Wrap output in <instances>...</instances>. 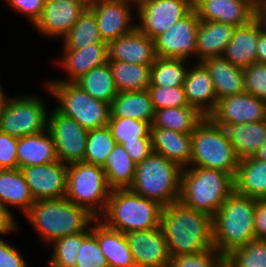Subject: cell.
I'll list each match as a JSON object with an SVG mask.
<instances>
[{
    "label": "cell",
    "mask_w": 266,
    "mask_h": 267,
    "mask_svg": "<svg viewBox=\"0 0 266 267\" xmlns=\"http://www.w3.org/2000/svg\"><path fill=\"white\" fill-rule=\"evenodd\" d=\"M160 227L171 257L196 254L214 247L212 216L180 201L162 208Z\"/></svg>",
    "instance_id": "1"
},
{
    "label": "cell",
    "mask_w": 266,
    "mask_h": 267,
    "mask_svg": "<svg viewBox=\"0 0 266 267\" xmlns=\"http://www.w3.org/2000/svg\"><path fill=\"white\" fill-rule=\"evenodd\" d=\"M23 217L44 248L59 238L85 231L96 219L65 197L35 200Z\"/></svg>",
    "instance_id": "2"
},
{
    "label": "cell",
    "mask_w": 266,
    "mask_h": 267,
    "mask_svg": "<svg viewBox=\"0 0 266 267\" xmlns=\"http://www.w3.org/2000/svg\"><path fill=\"white\" fill-rule=\"evenodd\" d=\"M256 199L233 191L212 217L214 247L225 257L256 239Z\"/></svg>",
    "instance_id": "3"
},
{
    "label": "cell",
    "mask_w": 266,
    "mask_h": 267,
    "mask_svg": "<svg viewBox=\"0 0 266 267\" xmlns=\"http://www.w3.org/2000/svg\"><path fill=\"white\" fill-rule=\"evenodd\" d=\"M234 191V177L202 167H186L181 173L179 201L212 217Z\"/></svg>",
    "instance_id": "4"
},
{
    "label": "cell",
    "mask_w": 266,
    "mask_h": 267,
    "mask_svg": "<svg viewBox=\"0 0 266 267\" xmlns=\"http://www.w3.org/2000/svg\"><path fill=\"white\" fill-rule=\"evenodd\" d=\"M163 206L129 188L111 190L104 213L98 218L107 227L127 233L160 226Z\"/></svg>",
    "instance_id": "5"
},
{
    "label": "cell",
    "mask_w": 266,
    "mask_h": 267,
    "mask_svg": "<svg viewBox=\"0 0 266 267\" xmlns=\"http://www.w3.org/2000/svg\"><path fill=\"white\" fill-rule=\"evenodd\" d=\"M182 170L178 164L152 152L136 164L135 177L129 189L165 207L179 201Z\"/></svg>",
    "instance_id": "6"
},
{
    "label": "cell",
    "mask_w": 266,
    "mask_h": 267,
    "mask_svg": "<svg viewBox=\"0 0 266 267\" xmlns=\"http://www.w3.org/2000/svg\"><path fill=\"white\" fill-rule=\"evenodd\" d=\"M239 160L223 127L205 116L191 133L189 167L220 170L235 177Z\"/></svg>",
    "instance_id": "7"
},
{
    "label": "cell",
    "mask_w": 266,
    "mask_h": 267,
    "mask_svg": "<svg viewBox=\"0 0 266 267\" xmlns=\"http://www.w3.org/2000/svg\"><path fill=\"white\" fill-rule=\"evenodd\" d=\"M54 103V107L73 118L86 130L108 125L110 104L94 99L75 82L43 81L42 85Z\"/></svg>",
    "instance_id": "8"
},
{
    "label": "cell",
    "mask_w": 266,
    "mask_h": 267,
    "mask_svg": "<svg viewBox=\"0 0 266 267\" xmlns=\"http://www.w3.org/2000/svg\"><path fill=\"white\" fill-rule=\"evenodd\" d=\"M111 190L102 166L83 161L67 164L65 198L96 219L104 213Z\"/></svg>",
    "instance_id": "9"
},
{
    "label": "cell",
    "mask_w": 266,
    "mask_h": 267,
    "mask_svg": "<svg viewBox=\"0 0 266 267\" xmlns=\"http://www.w3.org/2000/svg\"><path fill=\"white\" fill-rule=\"evenodd\" d=\"M14 95L9 96L0 109V131L21 138L47 130L51 106L46 99L49 96L24 92Z\"/></svg>",
    "instance_id": "10"
},
{
    "label": "cell",
    "mask_w": 266,
    "mask_h": 267,
    "mask_svg": "<svg viewBox=\"0 0 266 267\" xmlns=\"http://www.w3.org/2000/svg\"><path fill=\"white\" fill-rule=\"evenodd\" d=\"M193 10L188 0H139L136 27L154 40Z\"/></svg>",
    "instance_id": "11"
},
{
    "label": "cell",
    "mask_w": 266,
    "mask_h": 267,
    "mask_svg": "<svg viewBox=\"0 0 266 267\" xmlns=\"http://www.w3.org/2000/svg\"><path fill=\"white\" fill-rule=\"evenodd\" d=\"M47 130L54 141L60 162L70 164L83 161L88 130L73 118L60 113L53 104L48 113Z\"/></svg>",
    "instance_id": "12"
},
{
    "label": "cell",
    "mask_w": 266,
    "mask_h": 267,
    "mask_svg": "<svg viewBox=\"0 0 266 267\" xmlns=\"http://www.w3.org/2000/svg\"><path fill=\"white\" fill-rule=\"evenodd\" d=\"M88 9L94 14L103 42L107 44L136 28V5L125 0H91Z\"/></svg>",
    "instance_id": "13"
},
{
    "label": "cell",
    "mask_w": 266,
    "mask_h": 267,
    "mask_svg": "<svg viewBox=\"0 0 266 267\" xmlns=\"http://www.w3.org/2000/svg\"><path fill=\"white\" fill-rule=\"evenodd\" d=\"M199 24L200 19L193 9L154 39L156 56L196 62V35Z\"/></svg>",
    "instance_id": "14"
},
{
    "label": "cell",
    "mask_w": 266,
    "mask_h": 267,
    "mask_svg": "<svg viewBox=\"0 0 266 267\" xmlns=\"http://www.w3.org/2000/svg\"><path fill=\"white\" fill-rule=\"evenodd\" d=\"M88 5L89 1L58 2L46 0L42 15L32 30L35 29V32L42 39L61 41L88 8Z\"/></svg>",
    "instance_id": "15"
},
{
    "label": "cell",
    "mask_w": 266,
    "mask_h": 267,
    "mask_svg": "<svg viewBox=\"0 0 266 267\" xmlns=\"http://www.w3.org/2000/svg\"><path fill=\"white\" fill-rule=\"evenodd\" d=\"M124 234L136 267H169L171 256L160 226Z\"/></svg>",
    "instance_id": "16"
},
{
    "label": "cell",
    "mask_w": 266,
    "mask_h": 267,
    "mask_svg": "<svg viewBox=\"0 0 266 267\" xmlns=\"http://www.w3.org/2000/svg\"><path fill=\"white\" fill-rule=\"evenodd\" d=\"M209 117L218 125L253 123L266 120V101L249 93L231 95L219 99Z\"/></svg>",
    "instance_id": "17"
},
{
    "label": "cell",
    "mask_w": 266,
    "mask_h": 267,
    "mask_svg": "<svg viewBox=\"0 0 266 267\" xmlns=\"http://www.w3.org/2000/svg\"><path fill=\"white\" fill-rule=\"evenodd\" d=\"M34 200L58 199L66 195L67 164L58 161L20 169Z\"/></svg>",
    "instance_id": "18"
},
{
    "label": "cell",
    "mask_w": 266,
    "mask_h": 267,
    "mask_svg": "<svg viewBox=\"0 0 266 267\" xmlns=\"http://www.w3.org/2000/svg\"><path fill=\"white\" fill-rule=\"evenodd\" d=\"M61 56L53 60L58 70L64 72L65 76L54 80L48 78L44 81H63L75 82L81 76L85 75L91 69L101 66L108 62V46L107 43H95L85 46L81 49H61ZM61 68V69H60Z\"/></svg>",
    "instance_id": "19"
},
{
    "label": "cell",
    "mask_w": 266,
    "mask_h": 267,
    "mask_svg": "<svg viewBox=\"0 0 266 267\" xmlns=\"http://www.w3.org/2000/svg\"><path fill=\"white\" fill-rule=\"evenodd\" d=\"M193 9L200 20L234 27L248 24L258 15V7L251 0H196Z\"/></svg>",
    "instance_id": "20"
},
{
    "label": "cell",
    "mask_w": 266,
    "mask_h": 267,
    "mask_svg": "<svg viewBox=\"0 0 266 267\" xmlns=\"http://www.w3.org/2000/svg\"><path fill=\"white\" fill-rule=\"evenodd\" d=\"M107 46L108 60L152 64L157 58L154 40L137 27L132 32L110 41Z\"/></svg>",
    "instance_id": "21"
},
{
    "label": "cell",
    "mask_w": 266,
    "mask_h": 267,
    "mask_svg": "<svg viewBox=\"0 0 266 267\" xmlns=\"http://www.w3.org/2000/svg\"><path fill=\"white\" fill-rule=\"evenodd\" d=\"M265 27V23L259 15L246 25L235 27L233 36L222 56L241 68L257 62L256 44L260 32Z\"/></svg>",
    "instance_id": "22"
},
{
    "label": "cell",
    "mask_w": 266,
    "mask_h": 267,
    "mask_svg": "<svg viewBox=\"0 0 266 267\" xmlns=\"http://www.w3.org/2000/svg\"><path fill=\"white\" fill-rule=\"evenodd\" d=\"M188 104L209 116L216 108L217 96L211 76L201 62H191L184 82Z\"/></svg>",
    "instance_id": "23"
},
{
    "label": "cell",
    "mask_w": 266,
    "mask_h": 267,
    "mask_svg": "<svg viewBox=\"0 0 266 267\" xmlns=\"http://www.w3.org/2000/svg\"><path fill=\"white\" fill-rule=\"evenodd\" d=\"M34 201L30 188L19 168L0 169V203L16 219L18 218L16 213L24 216L30 210ZM14 209L18 212H14Z\"/></svg>",
    "instance_id": "24"
},
{
    "label": "cell",
    "mask_w": 266,
    "mask_h": 267,
    "mask_svg": "<svg viewBox=\"0 0 266 267\" xmlns=\"http://www.w3.org/2000/svg\"><path fill=\"white\" fill-rule=\"evenodd\" d=\"M91 232L97 237L109 267H136L123 232L107 227L99 219H95L91 223Z\"/></svg>",
    "instance_id": "25"
},
{
    "label": "cell",
    "mask_w": 266,
    "mask_h": 267,
    "mask_svg": "<svg viewBox=\"0 0 266 267\" xmlns=\"http://www.w3.org/2000/svg\"><path fill=\"white\" fill-rule=\"evenodd\" d=\"M234 30L230 24L200 20L196 35V62L222 56Z\"/></svg>",
    "instance_id": "26"
},
{
    "label": "cell",
    "mask_w": 266,
    "mask_h": 267,
    "mask_svg": "<svg viewBox=\"0 0 266 267\" xmlns=\"http://www.w3.org/2000/svg\"><path fill=\"white\" fill-rule=\"evenodd\" d=\"M201 63L211 76L217 101L227 96L245 92L243 68L233 65L223 56L207 58Z\"/></svg>",
    "instance_id": "27"
},
{
    "label": "cell",
    "mask_w": 266,
    "mask_h": 267,
    "mask_svg": "<svg viewBox=\"0 0 266 267\" xmlns=\"http://www.w3.org/2000/svg\"><path fill=\"white\" fill-rule=\"evenodd\" d=\"M152 150L178 164L182 169L191 162V134L151 128Z\"/></svg>",
    "instance_id": "28"
},
{
    "label": "cell",
    "mask_w": 266,
    "mask_h": 267,
    "mask_svg": "<svg viewBox=\"0 0 266 267\" xmlns=\"http://www.w3.org/2000/svg\"><path fill=\"white\" fill-rule=\"evenodd\" d=\"M16 155L19 169L58 161L54 141L48 130L18 138Z\"/></svg>",
    "instance_id": "29"
},
{
    "label": "cell",
    "mask_w": 266,
    "mask_h": 267,
    "mask_svg": "<svg viewBox=\"0 0 266 267\" xmlns=\"http://www.w3.org/2000/svg\"><path fill=\"white\" fill-rule=\"evenodd\" d=\"M234 191L254 199L266 198V162L255 156L239 160Z\"/></svg>",
    "instance_id": "30"
},
{
    "label": "cell",
    "mask_w": 266,
    "mask_h": 267,
    "mask_svg": "<svg viewBox=\"0 0 266 267\" xmlns=\"http://www.w3.org/2000/svg\"><path fill=\"white\" fill-rule=\"evenodd\" d=\"M223 129L240 159L254 156L266 142V120L226 125Z\"/></svg>",
    "instance_id": "31"
},
{
    "label": "cell",
    "mask_w": 266,
    "mask_h": 267,
    "mask_svg": "<svg viewBox=\"0 0 266 267\" xmlns=\"http://www.w3.org/2000/svg\"><path fill=\"white\" fill-rule=\"evenodd\" d=\"M110 117L133 118L152 125L155 109L147 90L120 92L110 104Z\"/></svg>",
    "instance_id": "32"
},
{
    "label": "cell",
    "mask_w": 266,
    "mask_h": 267,
    "mask_svg": "<svg viewBox=\"0 0 266 267\" xmlns=\"http://www.w3.org/2000/svg\"><path fill=\"white\" fill-rule=\"evenodd\" d=\"M118 93L145 91L150 85L152 64H134L108 60Z\"/></svg>",
    "instance_id": "33"
},
{
    "label": "cell",
    "mask_w": 266,
    "mask_h": 267,
    "mask_svg": "<svg viewBox=\"0 0 266 267\" xmlns=\"http://www.w3.org/2000/svg\"><path fill=\"white\" fill-rule=\"evenodd\" d=\"M205 116L193 106L169 107L155 110L151 128H164L191 134Z\"/></svg>",
    "instance_id": "34"
},
{
    "label": "cell",
    "mask_w": 266,
    "mask_h": 267,
    "mask_svg": "<svg viewBox=\"0 0 266 267\" xmlns=\"http://www.w3.org/2000/svg\"><path fill=\"white\" fill-rule=\"evenodd\" d=\"M109 187L114 189L130 188L135 177L136 163L126 153L122 145L116 144L103 166Z\"/></svg>",
    "instance_id": "35"
},
{
    "label": "cell",
    "mask_w": 266,
    "mask_h": 267,
    "mask_svg": "<svg viewBox=\"0 0 266 267\" xmlns=\"http://www.w3.org/2000/svg\"><path fill=\"white\" fill-rule=\"evenodd\" d=\"M75 83L94 99L105 103L111 104L118 94L108 62L91 69Z\"/></svg>",
    "instance_id": "36"
},
{
    "label": "cell",
    "mask_w": 266,
    "mask_h": 267,
    "mask_svg": "<svg viewBox=\"0 0 266 267\" xmlns=\"http://www.w3.org/2000/svg\"><path fill=\"white\" fill-rule=\"evenodd\" d=\"M189 63L186 59L157 57L151 65L149 86H183Z\"/></svg>",
    "instance_id": "37"
},
{
    "label": "cell",
    "mask_w": 266,
    "mask_h": 267,
    "mask_svg": "<svg viewBox=\"0 0 266 267\" xmlns=\"http://www.w3.org/2000/svg\"><path fill=\"white\" fill-rule=\"evenodd\" d=\"M60 42L61 49H81L95 43H106L100 36L96 17L88 8Z\"/></svg>",
    "instance_id": "38"
},
{
    "label": "cell",
    "mask_w": 266,
    "mask_h": 267,
    "mask_svg": "<svg viewBox=\"0 0 266 267\" xmlns=\"http://www.w3.org/2000/svg\"><path fill=\"white\" fill-rule=\"evenodd\" d=\"M90 233L91 225L81 233L64 236L49 244L47 249L52 251L45 267H75L78 250Z\"/></svg>",
    "instance_id": "39"
},
{
    "label": "cell",
    "mask_w": 266,
    "mask_h": 267,
    "mask_svg": "<svg viewBox=\"0 0 266 267\" xmlns=\"http://www.w3.org/2000/svg\"><path fill=\"white\" fill-rule=\"evenodd\" d=\"M117 144L125 142H152L151 124L133 118L110 117L108 125Z\"/></svg>",
    "instance_id": "40"
},
{
    "label": "cell",
    "mask_w": 266,
    "mask_h": 267,
    "mask_svg": "<svg viewBox=\"0 0 266 267\" xmlns=\"http://www.w3.org/2000/svg\"><path fill=\"white\" fill-rule=\"evenodd\" d=\"M116 144L108 126L89 130L83 162L103 167Z\"/></svg>",
    "instance_id": "41"
},
{
    "label": "cell",
    "mask_w": 266,
    "mask_h": 267,
    "mask_svg": "<svg viewBox=\"0 0 266 267\" xmlns=\"http://www.w3.org/2000/svg\"><path fill=\"white\" fill-rule=\"evenodd\" d=\"M228 267H266V240L254 239L225 256Z\"/></svg>",
    "instance_id": "42"
},
{
    "label": "cell",
    "mask_w": 266,
    "mask_h": 267,
    "mask_svg": "<svg viewBox=\"0 0 266 267\" xmlns=\"http://www.w3.org/2000/svg\"><path fill=\"white\" fill-rule=\"evenodd\" d=\"M147 91L155 110L189 106L183 86H149Z\"/></svg>",
    "instance_id": "43"
},
{
    "label": "cell",
    "mask_w": 266,
    "mask_h": 267,
    "mask_svg": "<svg viewBox=\"0 0 266 267\" xmlns=\"http://www.w3.org/2000/svg\"><path fill=\"white\" fill-rule=\"evenodd\" d=\"M225 257L216 249L210 248L196 254L171 257L169 267H221Z\"/></svg>",
    "instance_id": "44"
},
{
    "label": "cell",
    "mask_w": 266,
    "mask_h": 267,
    "mask_svg": "<svg viewBox=\"0 0 266 267\" xmlns=\"http://www.w3.org/2000/svg\"><path fill=\"white\" fill-rule=\"evenodd\" d=\"M76 260L75 267H109L97 237L92 232L82 241Z\"/></svg>",
    "instance_id": "45"
},
{
    "label": "cell",
    "mask_w": 266,
    "mask_h": 267,
    "mask_svg": "<svg viewBox=\"0 0 266 267\" xmlns=\"http://www.w3.org/2000/svg\"><path fill=\"white\" fill-rule=\"evenodd\" d=\"M244 91L266 101V63L255 62L243 68Z\"/></svg>",
    "instance_id": "46"
},
{
    "label": "cell",
    "mask_w": 266,
    "mask_h": 267,
    "mask_svg": "<svg viewBox=\"0 0 266 267\" xmlns=\"http://www.w3.org/2000/svg\"><path fill=\"white\" fill-rule=\"evenodd\" d=\"M4 3L10 7L12 11L17 13V15L24 16L26 22H28L32 27L40 19L43 7L46 0H4Z\"/></svg>",
    "instance_id": "47"
},
{
    "label": "cell",
    "mask_w": 266,
    "mask_h": 267,
    "mask_svg": "<svg viewBox=\"0 0 266 267\" xmlns=\"http://www.w3.org/2000/svg\"><path fill=\"white\" fill-rule=\"evenodd\" d=\"M18 138L0 131V169H18Z\"/></svg>",
    "instance_id": "48"
},
{
    "label": "cell",
    "mask_w": 266,
    "mask_h": 267,
    "mask_svg": "<svg viewBox=\"0 0 266 267\" xmlns=\"http://www.w3.org/2000/svg\"><path fill=\"white\" fill-rule=\"evenodd\" d=\"M19 247L0 237V267H29V262Z\"/></svg>",
    "instance_id": "49"
},
{
    "label": "cell",
    "mask_w": 266,
    "mask_h": 267,
    "mask_svg": "<svg viewBox=\"0 0 266 267\" xmlns=\"http://www.w3.org/2000/svg\"><path fill=\"white\" fill-rule=\"evenodd\" d=\"M123 148L136 163L145 160L152 152V142H125Z\"/></svg>",
    "instance_id": "50"
},
{
    "label": "cell",
    "mask_w": 266,
    "mask_h": 267,
    "mask_svg": "<svg viewBox=\"0 0 266 267\" xmlns=\"http://www.w3.org/2000/svg\"><path fill=\"white\" fill-rule=\"evenodd\" d=\"M17 220L18 219H16L6 207L0 203V237L19 233L22 228Z\"/></svg>",
    "instance_id": "51"
},
{
    "label": "cell",
    "mask_w": 266,
    "mask_h": 267,
    "mask_svg": "<svg viewBox=\"0 0 266 267\" xmlns=\"http://www.w3.org/2000/svg\"><path fill=\"white\" fill-rule=\"evenodd\" d=\"M253 223L256 239L266 240V198L256 199Z\"/></svg>",
    "instance_id": "52"
},
{
    "label": "cell",
    "mask_w": 266,
    "mask_h": 267,
    "mask_svg": "<svg viewBox=\"0 0 266 267\" xmlns=\"http://www.w3.org/2000/svg\"><path fill=\"white\" fill-rule=\"evenodd\" d=\"M257 62L266 63V27L260 32L256 44Z\"/></svg>",
    "instance_id": "53"
},
{
    "label": "cell",
    "mask_w": 266,
    "mask_h": 267,
    "mask_svg": "<svg viewBox=\"0 0 266 267\" xmlns=\"http://www.w3.org/2000/svg\"><path fill=\"white\" fill-rule=\"evenodd\" d=\"M2 77H0V109L3 107V105L5 104L7 98L9 97V94L6 93L7 91H5V88L2 84Z\"/></svg>",
    "instance_id": "54"
},
{
    "label": "cell",
    "mask_w": 266,
    "mask_h": 267,
    "mask_svg": "<svg viewBox=\"0 0 266 267\" xmlns=\"http://www.w3.org/2000/svg\"><path fill=\"white\" fill-rule=\"evenodd\" d=\"M258 15L263 19L266 26V0H262L258 7Z\"/></svg>",
    "instance_id": "55"
},
{
    "label": "cell",
    "mask_w": 266,
    "mask_h": 267,
    "mask_svg": "<svg viewBox=\"0 0 266 267\" xmlns=\"http://www.w3.org/2000/svg\"><path fill=\"white\" fill-rule=\"evenodd\" d=\"M254 156L257 159L266 162V142L260 147V149Z\"/></svg>",
    "instance_id": "56"
},
{
    "label": "cell",
    "mask_w": 266,
    "mask_h": 267,
    "mask_svg": "<svg viewBox=\"0 0 266 267\" xmlns=\"http://www.w3.org/2000/svg\"><path fill=\"white\" fill-rule=\"evenodd\" d=\"M257 7L261 4L262 0H251Z\"/></svg>",
    "instance_id": "57"
},
{
    "label": "cell",
    "mask_w": 266,
    "mask_h": 267,
    "mask_svg": "<svg viewBox=\"0 0 266 267\" xmlns=\"http://www.w3.org/2000/svg\"><path fill=\"white\" fill-rule=\"evenodd\" d=\"M48 1H58V2H63V1H88V0H48Z\"/></svg>",
    "instance_id": "58"
},
{
    "label": "cell",
    "mask_w": 266,
    "mask_h": 267,
    "mask_svg": "<svg viewBox=\"0 0 266 267\" xmlns=\"http://www.w3.org/2000/svg\"><path fill=\"white\" fill-rule=\"evenodd\" d=\"M125 1L132 2V3H134L135 5H137V3H138L139 0H125Z\"/></svg>",
    "instance_id": "59"
},
{
    "label": "cell",
    "mask_w": 266,
    "mask_h": 267,
    "mask_svg": "<svg viewBox=\"0 0 266 267\" xmlns=\"http://www.w3.org/2000/svg\"><path fill=\"white\" fill-rule=\"evenodd\" d=\"M188 1L194 4L196 0H188Z\"/></svg>",
    "instance_id": "60"
},
{
    "label": "cell",
    "mask_w": 266,
    "mask_h": 267,
    "mask_svg": "<svg viewBox=\"0 0 266 267\" xmlns=\"http://www.w3.org/2000/svg\"><path fill=\"white\" fill-rule=\"evenodd\" d=\"M221 267H228V266L226 265V263H224Z\"/></svg>",
    "instance_id": "61"
}]
</instances>
